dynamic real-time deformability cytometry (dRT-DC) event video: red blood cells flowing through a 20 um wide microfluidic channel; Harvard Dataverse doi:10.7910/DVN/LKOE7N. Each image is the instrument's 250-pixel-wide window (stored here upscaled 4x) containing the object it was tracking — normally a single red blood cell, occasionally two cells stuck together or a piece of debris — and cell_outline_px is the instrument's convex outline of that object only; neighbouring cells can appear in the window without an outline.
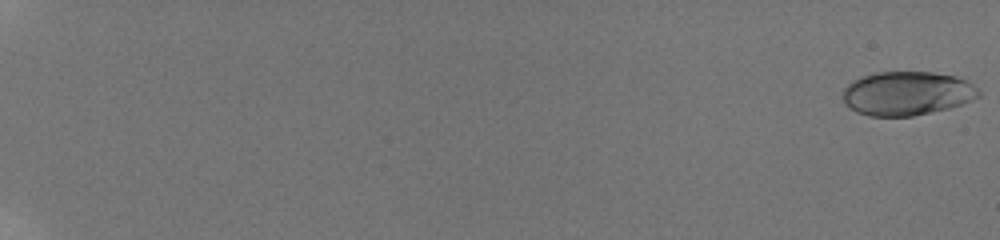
{"species": "human", "species_latin": "Homo sapiens", "temperature_condition": "room temperature", "stored_images_in_passage": 19, "camera_frame_rate_fps": 3000, "um_per_image_px": 0.085, "donor": {"sex": "male"}, "frame": {"image": 1, "passage_image": 1, "time_ms": 0.0, "image_size_px": [1000, 240], "cell_outline_px": [[980, 96], [960, 104], [948, 108], [912, 116], [868, 116], [856, 112], [844, 100], [844, 88], [852, 80], [876, 72], [932, 72], [956, 76], [968, 80], [980, 92]], "centroid_in_image_um": [77.11, 7.93], "position_along_channel_um": 7.9, "area_um2": 34.51}}
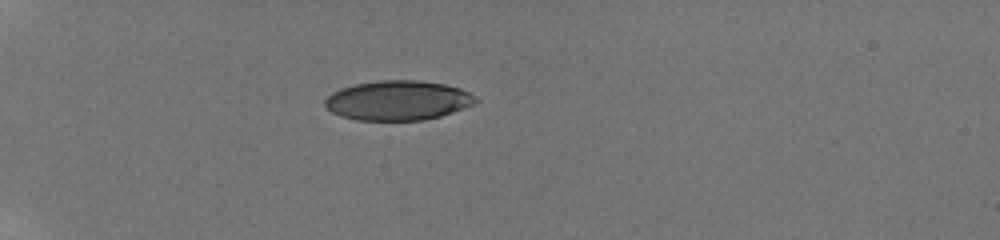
{"frame": {"image": 2, "passage_image": 16, "time_ms": 5.0, "image_size_px": [1000, 240], "cell_outline_px": [[480, 100], [464, 108], [440, 116], [424, 120], [356, 120], [340, 116], [332, 112], [324, 104], [324, 100], [332, 92], [340, 88], [356, 84], [380, 80], [420, 80], [444, 84], [460, 88], [468, 92]], "centroid_in_image_um": [33.81, 8.53], "position_along_channel_um": 51.2, "area_um2": 34.8}}
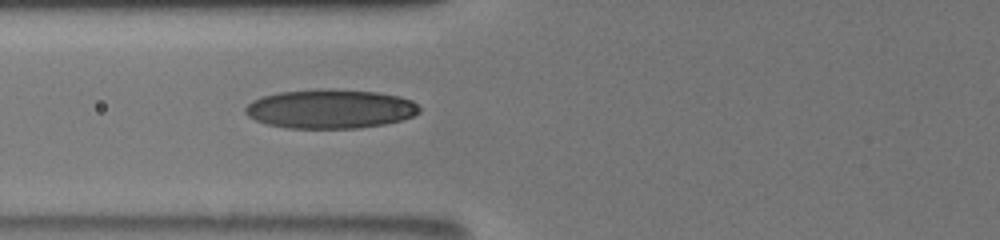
{"frame": {"image": 3, "passage_image": 19, "time_ms": 6.0, "image_size_px": [1000, 240], "cell_outline_px": [[420, 112], [412, 116], [400, 120], [384, 124], [356, 128], [288, 128], [268, 124], [256, 120], [248, 116], [244, 112], [244, 108], [252, 100], [264, 96], [280, 92], [316, 88], [332, 88], [376, 92], [400, 96], [412, 100], [420, 108]], "centroid_in_image_um": [28.06, 9.24], "position_along_channel_um": 97.7, "area_um2": 39.82}}